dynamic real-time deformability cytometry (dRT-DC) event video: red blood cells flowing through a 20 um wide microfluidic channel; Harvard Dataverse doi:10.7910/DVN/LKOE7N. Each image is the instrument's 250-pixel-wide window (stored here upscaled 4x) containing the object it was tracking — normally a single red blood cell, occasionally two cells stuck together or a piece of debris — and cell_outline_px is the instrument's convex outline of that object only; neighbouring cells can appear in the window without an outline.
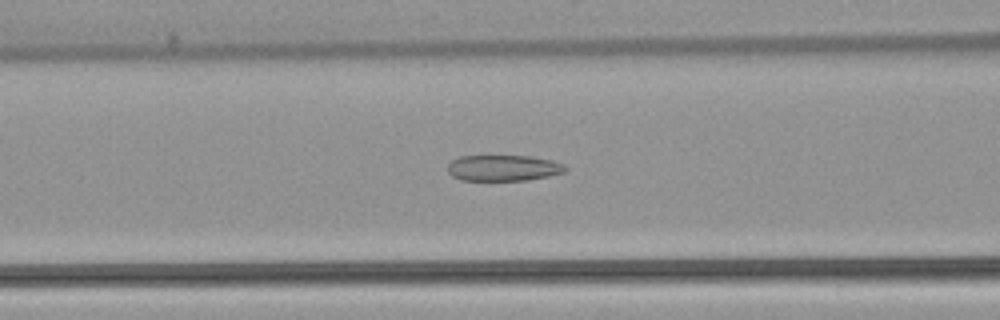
{"species": "common noctule bat (a hibernating species)", "species_latin": "Nyctalus noctula", "temperature_condition": "warm", "stored_images_in_passage": 52, "camera_frame_rate_fps": 3000, "um_per_image_px": 0.085, "animal": {"sex": "female", "body_mass_g": 22.7, "forearm_length_mm": 54.2}, "frame": {"image": 1, "passage_image": 21, "time_ms": 6.667, "image_size_px": [1000, 320], "cell_outline_px": [[568, 168], [564, 172], [548, 176], [528, 180], [460, 180], [452, 176], [448, 172], [448, 164], [452, 160], [460, 156], [532, 156], [552, 160], [564, 164]], "centroid_in_image_um": [42.79, 14.27], "position_along_channel_um": 123.8, "area_um2": 17.86}}
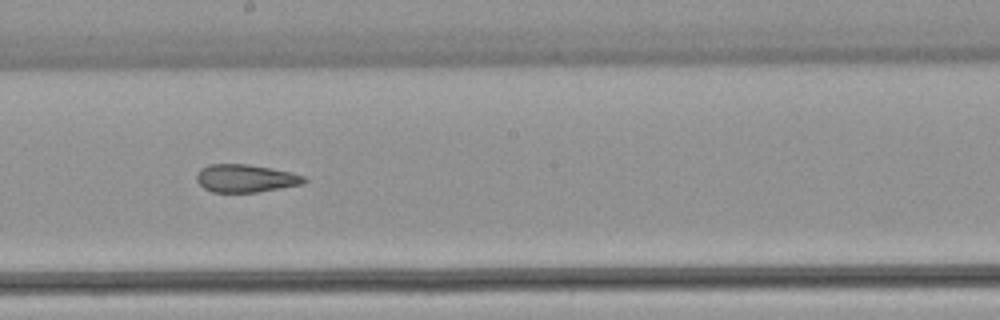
{"frame": {"image": 2, "passage_image": 29, "time_ms": 9.333, "image_size_px": [1000, 320], "cell_outline_px": [[308, 180], [304, 184], [256, 192], [212, 192], [204, 188], [196, 180], [196, 172], [200, 168], [208, 164], [248, 164], [272, 168], [292, 172], [304, 176]], "centroid_in_image_um": [20.87, 15.15], "position_along_channel_um": 227.3, "area_um2": 17.63}}
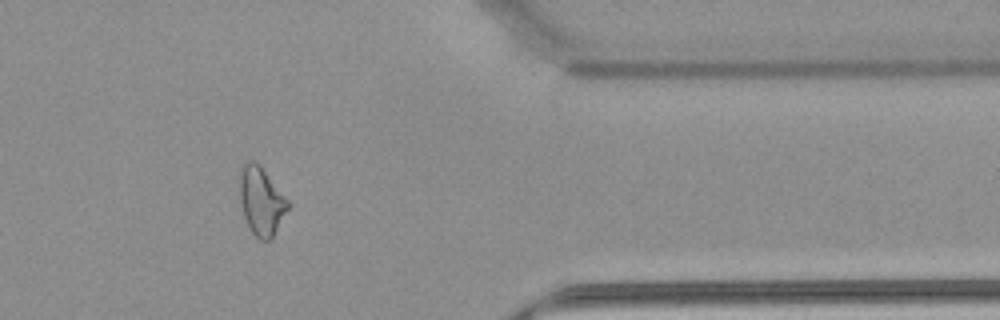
{"frame": {"image": 3, "passage_image": 43, "time_ms": 14.0, "image_size_px": [1000, 320], "cell_outline_px": [[288, 208], [272, 240], [260, 240], [252, 232], [244, 216], [240, 200], [236, 180], [240, 168], [248, 160], [256, 160], [260, 164], [288, 200]], "centroid_in_image_um": [22.16, 17.03], "position_along_channel_um": 389.2, "area_um2": 19.54}, "authors_computed_cell_mechanics": {"area_um2": 20.5479, "velocity_mm_per_s": 3.8843, "shape_relaxation_time_tau1_ms": null, "shape_relaxation_time_tau2_ms": 2.6915, "deformation_change_tau1": null, "deformation_change_tau2": 0.104}}